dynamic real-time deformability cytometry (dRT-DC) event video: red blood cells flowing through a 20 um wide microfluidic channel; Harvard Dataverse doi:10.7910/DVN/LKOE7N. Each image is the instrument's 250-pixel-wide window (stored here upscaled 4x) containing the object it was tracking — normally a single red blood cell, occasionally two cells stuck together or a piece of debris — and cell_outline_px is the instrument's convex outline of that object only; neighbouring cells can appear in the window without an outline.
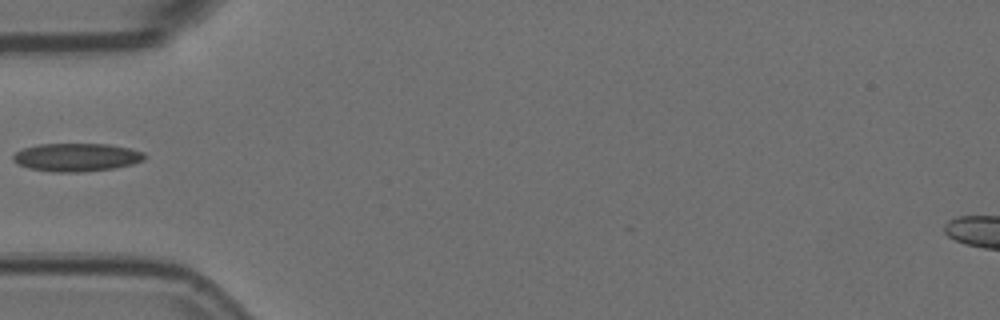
{"species": "Egyptian fruit bat (a non-hibernating species)", "species_latin": "Rousettus aegyptiacus", "temperature_condition": "room temperature", "stored_images_in_passage": 2, "camera_frame_rate_fps": 3000, "um_per_image_px": 0.085, "animal": {"sex": "female"}, "frame": {"image": 1, "passage_image": 2, "time_ms": 0.333, "image_size_px": [1000, 320], "cell_outline_px": [[148, 156], [144, 160], [132, 164], [116, 168], [80, 172], [56, 172], [28, 168], [12, 160], [12, 156], [16, 152], [24, 148], [40, 144], [108, 144], [128, 148], [144, 152]], "centroid_in_image_um": [6.54, 13.37], "position_along_channel_um": 78.5, "area_um2": 21.56}}